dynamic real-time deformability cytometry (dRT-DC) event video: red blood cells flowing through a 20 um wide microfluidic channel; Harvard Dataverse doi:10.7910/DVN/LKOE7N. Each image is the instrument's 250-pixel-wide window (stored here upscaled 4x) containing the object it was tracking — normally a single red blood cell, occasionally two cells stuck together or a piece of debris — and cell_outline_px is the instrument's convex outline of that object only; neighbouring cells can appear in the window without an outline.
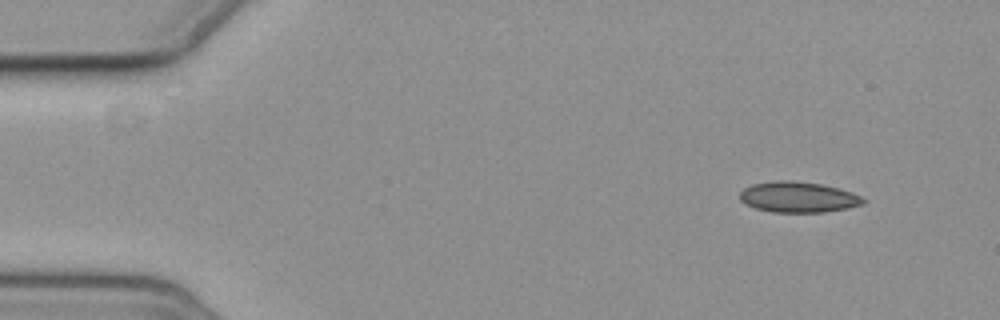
{"species": "common noctule bat (a hibernating species)", "species_latin": "Nyctalus noctula", "temperature_condition": "cold", "stored_images_in_passage": 6, "camera_frame_rate_fps": 3000, "um_per_image_px": 0.085, "animal": {"sex": "female", "body_mass_g": 19.3, "forearm_length_mm": 54.1}, "frame": {"image": 1, "passage_image": 1, "time_ms": 0.0, "image_size_px": [1000, 320], "cell_outline_px": [[868, 200], [864, 204], [848, 208], [824, 212], [772, 212], [756, 208], [740, 200], [740, 192], [744, 188], [752, 184], [776, 180], [788, 180], [820, 184], [840, 188], [852, 192]], "centroid_in_image_um": [67.88, 16.75], "position_along_channel_um": 17.1, "area_um2": 22.08}}
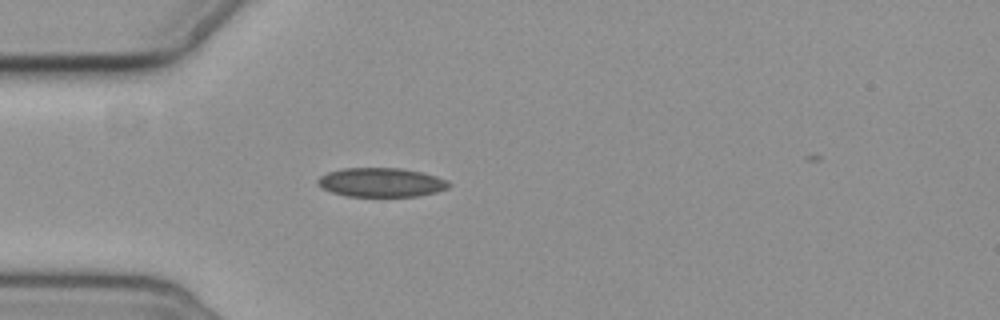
{"frame": {"image": 2, "passage_image": 4, "time_ms": 3.667, "image_size_px": [1000, 320], "cell_outline_px": [[452, 184], [448, 188], [436, 192], [416, 196], [348, 196], [332, 192], [320, 188], [316, 184], [316, 180], [320, 176], [328, 172], [344, 168], [404, 168], [436, 176], [448, 180]], "centroid_in_image_um": [32.39, 15.5], "position_along_channel_um": 52.6, "area_um2": 22.31}}